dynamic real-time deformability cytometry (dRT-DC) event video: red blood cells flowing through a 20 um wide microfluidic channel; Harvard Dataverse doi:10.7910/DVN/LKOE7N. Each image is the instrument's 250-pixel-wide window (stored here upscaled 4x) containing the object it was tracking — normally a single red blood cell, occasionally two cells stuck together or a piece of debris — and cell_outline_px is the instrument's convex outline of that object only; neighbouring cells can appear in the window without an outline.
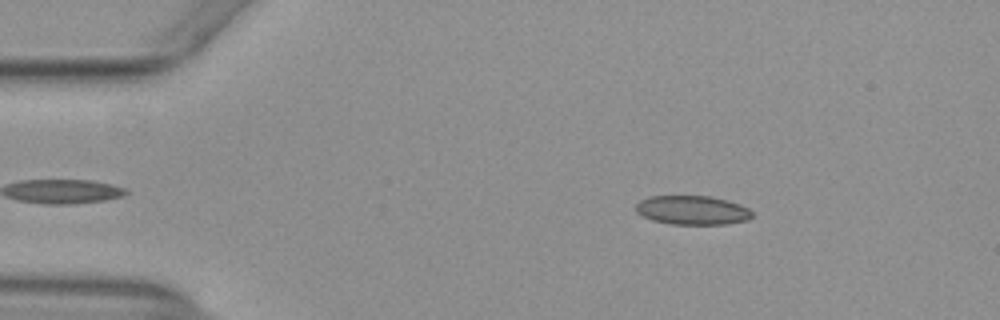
{"species": "common noctule bat (a hibernating species)", "species_latin": "Nyctalus noctula", "temperature_condition": "warm", "stored_images_in_passage": 40, "camera_frame_rate_fps": 3000, "um_per_image_px": 0.085, "animal": {"sex": "female", "body_mass_g": 29.2, "forearm_length_mm": 56.3}, "frame": {"image": 1, "passage_image": 4, "time_ms": 1.0, "image_size_px": [1000, 320], "cell_outline_px": [[752, 216], [748, 220], [728, 224], [668, 224], [652, 220], [636, 212], [636, 204], [640, 200], [648, 196], [712, 196], [728, 200], [740, 204], [748, 208], [752, 212]], "centroid_in_image_um": [58.86, 17.86], "position_along_channel_um": 26.1, "area_um2": 19.83}}
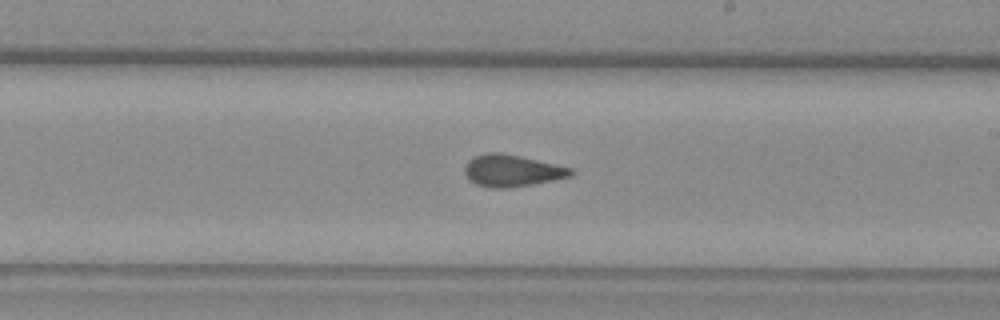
{"frame": {"image": 2, "passage_image": 26, "time_ms": 8.333, "image_size_px": [1000, 320], "cell_outline_px": [[576, 172], [572, 176], [532, 184], [508, 188], [492, 188], [476, 184], [468, 180], [464, 172], [464, 168], [468, 160], [472, 156], [484, 152], [500, 152], [520, 156], [572, 168]], "centroid_in_image_um": [43.48, 14.5], "position_along_channel_um": 245.5, "area_um2": 19.88}}
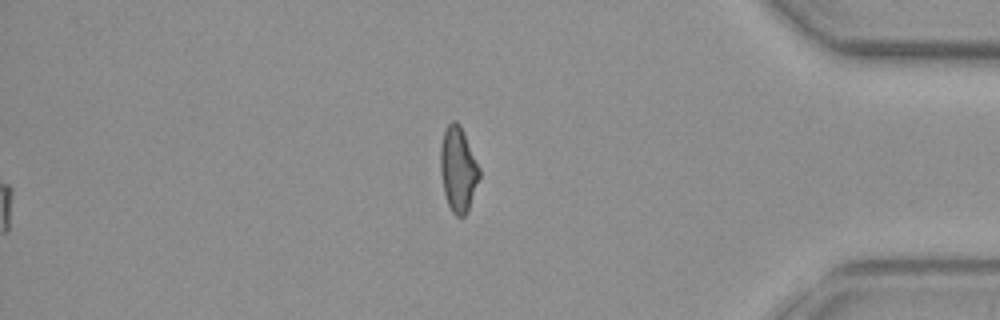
{"frame": {"image": 3, "passage_image": 40, "time_ms": 13.0, "image_size_px": [1000, 320], "cell_outline_px": [[480, 176], [468, 212], [464, 216], [456, 216], [452, 212], [448, 204], [444, 192], [440, 172], [440, 144], [444, 132], [448, 124], [452, 120], [456, 120], [460, 124], [480, 168]], "centroid_in_image_um": [38.94, 14.39], "position_along_channel_um": 396.3, "area_um2": 19.36}, "authors_computed_cell_mechanics": {"area_um2": 19.7676, "velocity_mm_per_s": 3.9329, "shape_relaxation_time_tau1_ms": null, "shape_relaxation_time_tau2_ms": 1.8083, "deformation_change_tau1": null, "deformation_change_tau2": 0.0883}}